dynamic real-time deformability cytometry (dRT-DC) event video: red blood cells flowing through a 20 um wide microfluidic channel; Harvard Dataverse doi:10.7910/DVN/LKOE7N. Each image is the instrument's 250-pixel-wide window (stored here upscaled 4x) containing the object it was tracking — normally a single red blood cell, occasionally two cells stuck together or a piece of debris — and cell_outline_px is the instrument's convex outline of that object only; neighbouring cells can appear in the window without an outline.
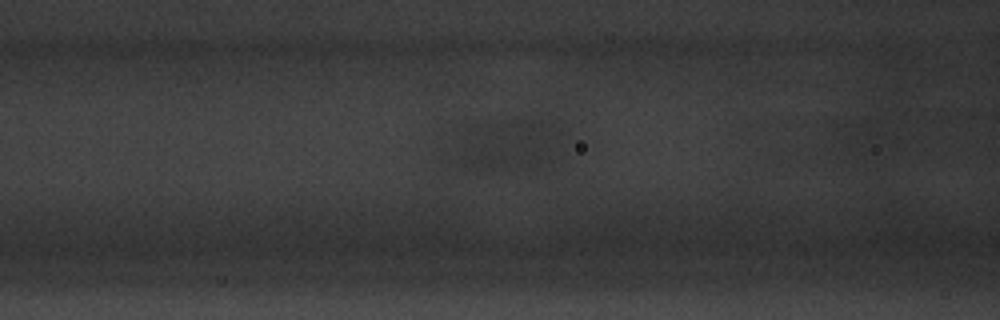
{"species": "common noctule bat (a hibernating species)", "species_latin": "Nyctalus noctula", "temperature_condition": "warm", "stored_images_in_passage": 4, "segment_of_instrument_passage": [2, 2], "camera_frame_rate_fps": 3000, "um_per_image_px": 0.085, "animal": {"sex": "male", "body_mass_g": 20.1, "forearm_length_mm": 53.5}, "frame": {"image": 1, "passage_image": 4, "time_ms": 1.0, "image_size_px": [1000, 320], "cell_outline_px": [[900, 148], [860, 164], [844, 160], [824, 124], [824, 120], [876, 120], [888, 128]], "centroid_in_image_um": [73.19, 11.84], "position_along_channel_um": 93.4, "area_um2": 16.53}}